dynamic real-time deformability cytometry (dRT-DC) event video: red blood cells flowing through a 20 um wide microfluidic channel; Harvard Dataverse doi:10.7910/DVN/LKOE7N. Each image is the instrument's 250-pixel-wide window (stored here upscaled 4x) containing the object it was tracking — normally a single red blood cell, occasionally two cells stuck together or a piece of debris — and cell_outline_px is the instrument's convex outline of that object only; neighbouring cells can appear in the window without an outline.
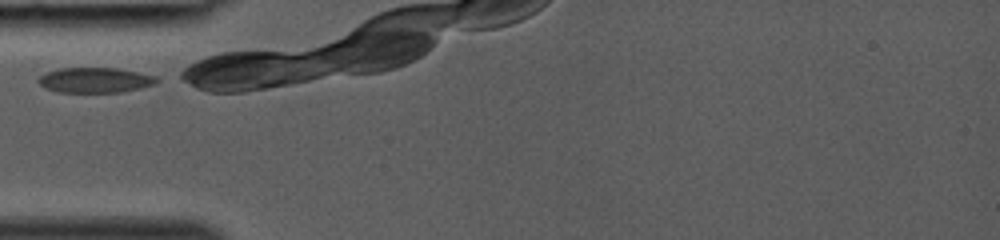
{"species": "common noctule bat (a hibernating species)", "species_latin": "Nyctalus noctula", "temperature_condition": "room temperature", "stored_images_in_passage": 21, "camera_frame_rate_fps": 3000, "um_per_image_px": 0.085, "animal": {"sex": "female", "body_mass_g": 19.0, "forearm_length_mm": 53.3}, "frame": {"image": 1, "passage_image": 1, "time_ms": 0.0, "image_size_px": [1000, 240], "cell_outline_px": [[160, 80], [156, 84], [140, 88], [120, 92], [56, 92], [44, 88], [36, 80], [40, 76], [48, 72], [60, 68], [116, 68], [156, 76]], "centroid_in_image_um": [8.08, 6.82], "position_along_channel_um": 76.9, "area_um2": 17.34}}